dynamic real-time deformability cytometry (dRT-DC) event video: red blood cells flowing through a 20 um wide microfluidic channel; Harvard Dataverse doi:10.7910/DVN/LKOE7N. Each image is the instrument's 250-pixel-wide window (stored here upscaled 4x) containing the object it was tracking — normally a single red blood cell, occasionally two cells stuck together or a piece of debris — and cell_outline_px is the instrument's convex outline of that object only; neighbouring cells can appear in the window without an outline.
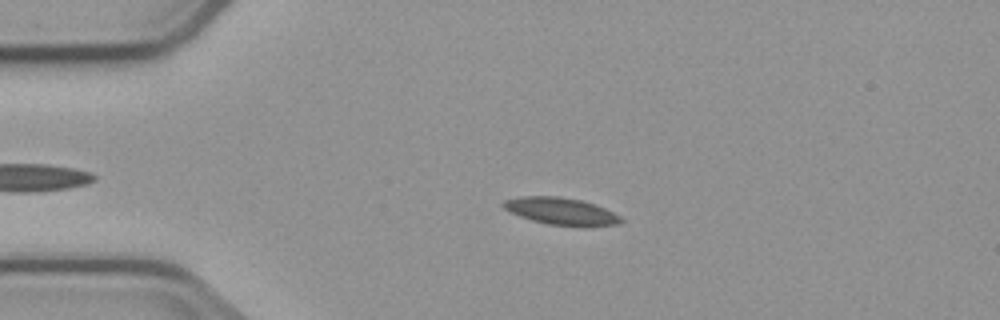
{"species": "common noctule bat (a hibernating species)", "species_latin": "Nyctalus noctula", "temperature_condition": "cold", "stored_images_in_passage": 5, "camera_frame_rate_fps": 3000, "um_per_image_px": 0.085, "animal": {"sex": "male", "body_mass_g": 23.1, "forearm_length_mm": 52.7}, "frame": {"image": 1, "passage_image": 4, "time_ms": 3.667, "image_size_px": [1000, 320], "cell_outline_px": [[624, 220], [616, 224], [548, 224], [532, 220], [520, 216], [504, 208], [500, 204], [504, 200], [524, 196], [556, 196], [580, 200], [604, 208], [620, 216]], "centroid_in_image_um": [47.6, 17.91], "position_along_channel_um": 37.4, "area_um2": 17.63}}